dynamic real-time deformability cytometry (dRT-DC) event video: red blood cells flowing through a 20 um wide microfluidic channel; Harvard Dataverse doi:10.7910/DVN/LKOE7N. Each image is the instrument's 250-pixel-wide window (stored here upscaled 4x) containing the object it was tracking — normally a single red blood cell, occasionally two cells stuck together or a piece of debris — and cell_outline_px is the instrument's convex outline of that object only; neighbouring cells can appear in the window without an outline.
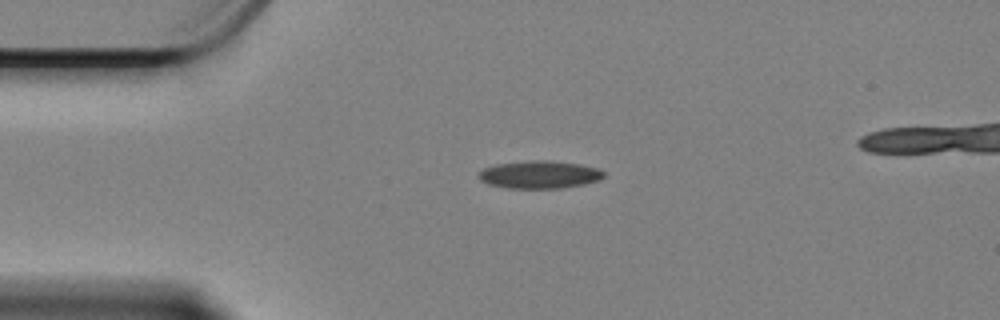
{"species": "Egyptian fruit bat (a non-hibernating species)", "species_latin": "Rousettus aegyptiacus", "temperature_condition": "cold", "stored_images_in_passage": 44, "camera_frame_rate_fps": 3000, "um_per_image_px": 0.085, "animal": {"sex": "female"}, "frame": {"image": 1, "passage_image": 1, "time_ms": 0.0, "image_size_px": [1000, 320], "cell_outline_px": [[604, 176], [600, 180], [584, 184], [560, 188], [508, 188], [488, 184], [480, 180], [476, 176], [484, 168], [496, 164], [536, 160], [544, 160], [580, 164], [596, 168], [604, 172]], "centroid_in_image_um": [45.84, 14.85], "position_along_channel_um": 39.2, "area_um2": 20.06}}
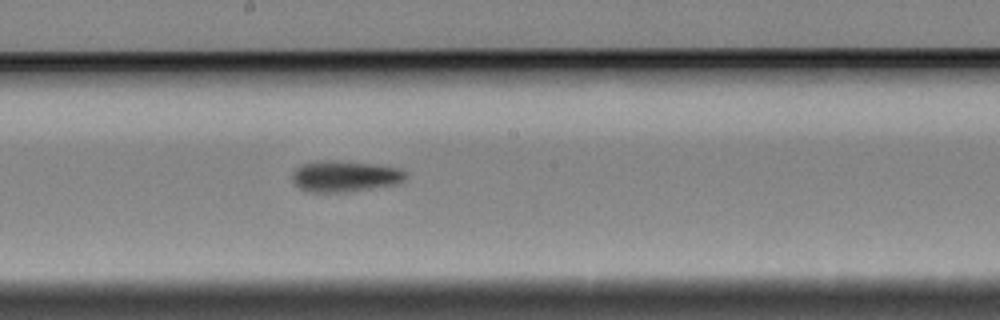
{"frame": {"image": 2, "passage_image": 19, "time_ms": 6.0, "image_size_px": [1000, 320], "cell_outline_px": [[408, 176], [400, 184], [348, 192], [308, 192], [300, 188], [292, 180], [292, 172], [296, 168], [304, 164], [320, 160], [328, 160], [372, 164], [400, 168], [408, 172]], "centroid_in_image_um": [29.36, 14.99], "position_along_channel_um": 218.8, "area_um2": 20.75}}
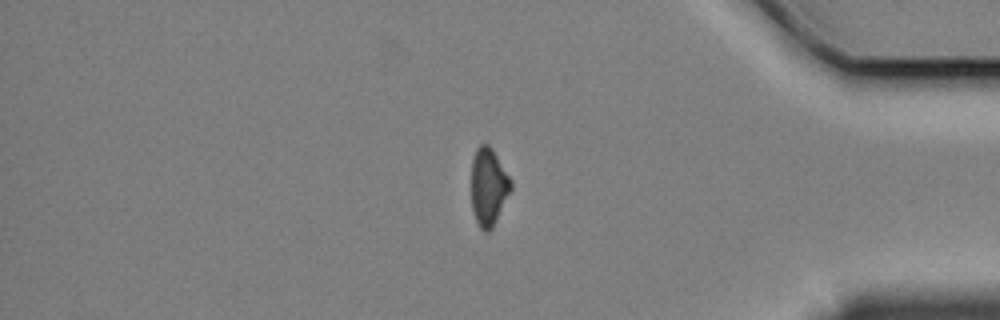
{"frame": {"image": 3, "passage_image": 37, "time_ms": 12.0, "image_size_px": [1000, 320], "cell_outline_px": [[512, 188], [492, 228], [488, 232], [484, 232], [480, 228], [476, 220], [472, 208], [472, 160], [476, 148], [480, 144], [488, 144], [492, 148], [512, 180]], "centroid_in_image_um": [41.53, 15.86], "position_along_channel_um": 393.7, "area_um2": 17.8}}